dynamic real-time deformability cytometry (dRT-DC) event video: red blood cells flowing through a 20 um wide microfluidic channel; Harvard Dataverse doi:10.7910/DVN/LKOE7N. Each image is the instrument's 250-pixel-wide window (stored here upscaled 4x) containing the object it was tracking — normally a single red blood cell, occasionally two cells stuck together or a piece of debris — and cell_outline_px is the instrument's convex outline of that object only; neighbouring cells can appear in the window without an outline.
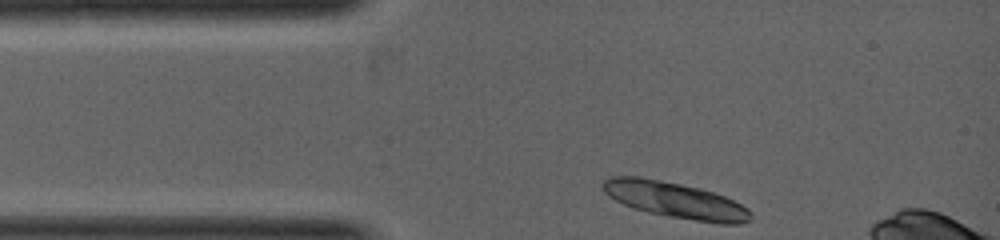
{"species": "common noctule bat (a hibernating species)", "species_latin": "Nyctalus noctula", "temperature_condition": "warm", "stored_images_in_passage": 2, "camera_frame_rate_fps": 5000, "um_per_image_px": 0.085, "animal": {"sex": "female", "body_mass_g": 19.0, "forearm_length_mm": 53.3}, "frame": {"image": 1, "passage_image": 1, "time_ms": 0.0, "image_size_px": [1000, 240], "cell_outline_px": [[752, 220], [740, 224], [720, 224], [668, 216], [648, 212], [632, 208], [608, 196], [604, 192], [600, 184], [604, 180], [612, 176], [640, 176], [700, 188], [724, 196], [748, 208], [752, 212]], "centroid_in_image_um": [57.39, 17.01], "position_along_channel_um": 27.6, "area_um2": 31.1}}